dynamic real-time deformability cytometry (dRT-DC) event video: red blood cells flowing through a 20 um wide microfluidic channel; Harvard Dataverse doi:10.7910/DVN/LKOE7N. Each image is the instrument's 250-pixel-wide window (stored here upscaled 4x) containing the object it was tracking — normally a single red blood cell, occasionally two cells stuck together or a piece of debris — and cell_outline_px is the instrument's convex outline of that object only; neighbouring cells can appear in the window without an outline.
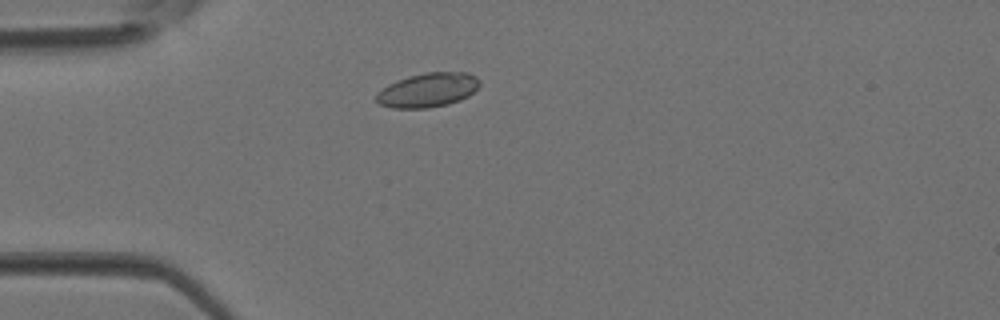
{"species": "Egyptian fruit bat (a non-hibernating species)", "species_latin": "Rousettus aegyptiacus", "temperature_condition": "room temperature", "stored_images_in_passage": 2, "camera_frame_rate_fps": 3000, "um_per_image_px": 0.085, "animal": {"sex": "female"}, "frame": {"image": 1, "passage_image": 2, "time_ms": 0.333, "image_size_px": [1000, 320], "cell_outline_px": [[480, 84], [468, 96], [460, 100], [448, 104], [428, 108], [392, 108], [380, 104], [376, 100], [376, 92], [388, 84], [396, 80], [408, 76], [428, 72], [468, 72], [476, 76], [480, 80]], "centroid_in_image_um": [36.36, 7.65], "position_along_channel_um": 48.6, "area_um2": 20.69}}